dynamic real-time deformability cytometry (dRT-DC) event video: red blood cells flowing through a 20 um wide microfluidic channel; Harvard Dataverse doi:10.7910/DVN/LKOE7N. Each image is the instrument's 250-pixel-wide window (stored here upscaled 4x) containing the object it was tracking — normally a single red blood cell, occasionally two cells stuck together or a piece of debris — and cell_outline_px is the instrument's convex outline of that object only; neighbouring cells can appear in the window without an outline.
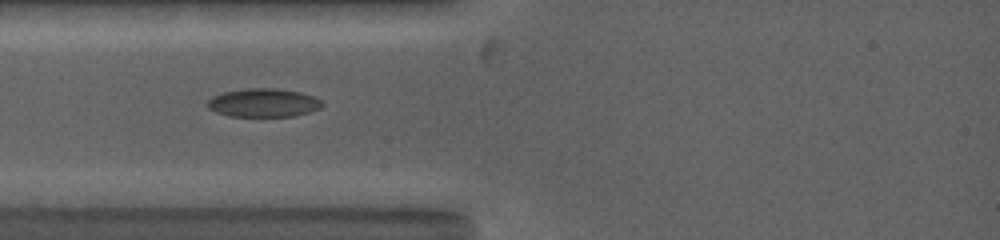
{"species": "common noctule bat (a hibernating species)", "species_latin": "Nyctalus noctula", "temperature_condition": "warm", "stored_images_in_passage": 13, "camera_frame_rate_fps": 5000, "um_per_image_px": 0.085, "animal": {"sex": "female", "body_mass_g": 19.0, "forearm_length_mm": 53.3}, "frame": {"image": 1, "passage_image": 1, "time_ms": 0.0, "image_size_px": [1000, 240], "cell_outline_px": [[324, 104], [320, 108], [296, 116], [228, 116], [216, 112], [208, 108], [208, 100], [212, 96], [224, 92], [248, 88], [276, 88], [300, 92], [312, 96], [320, 100]], "centroid_in_image_um": [22.39, 8.73], "position_along_channel_um": 62.6, "area_um2": 18.96}}
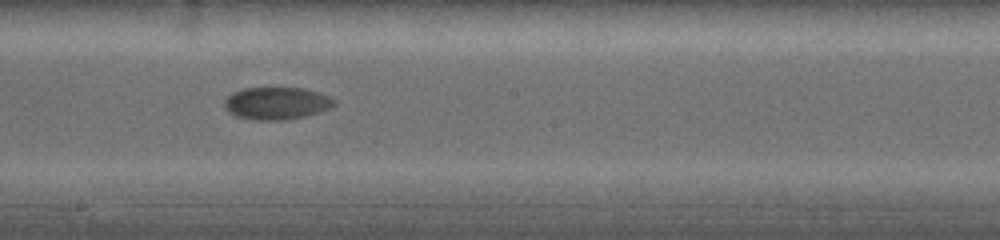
{"frame": {"image": 2, "passage_image": 10, "time_ms": 4.2, "image_size_px": [1000, 240], "cell_outline_px": [[336, 104], [332, 108], [320, 112], [304, 116], [284, 120], [256, 120], [236, 116], [228, 112], [224, 108], [224, 100], [232, 92], [244, 88], [304, 88], [328, 96], [336, 100]], "centroid_in_image_um": [23.5, 8.78], "position_along_channel_um": 224.7, "area_um2": 20.81}}
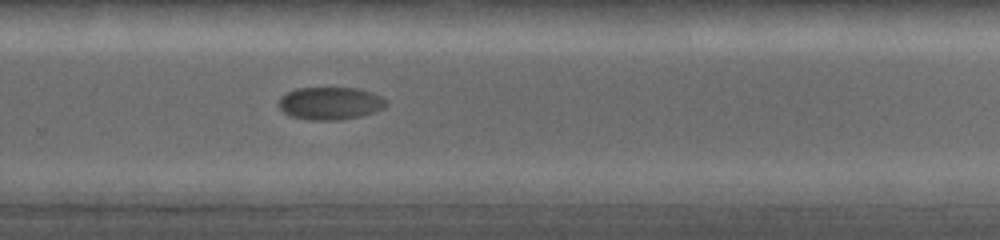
{"frame": {"image": 3, "passage_image": 13, "time_ms": 6.2, "image_size_px": [1000, 240], "cell_outline_px": [[388, 104], [384, 108], [360, 116], [340, 120], [312, 120], [288, 116], [280, 108], [280, 100], [288, 92], [296, 88], [356, 88], [372, 92], [388, 100]], "centroid_in_image_um": [28.1, 8.78], "position_along_channel_um": 301.7, "area_um2": 20.35}}